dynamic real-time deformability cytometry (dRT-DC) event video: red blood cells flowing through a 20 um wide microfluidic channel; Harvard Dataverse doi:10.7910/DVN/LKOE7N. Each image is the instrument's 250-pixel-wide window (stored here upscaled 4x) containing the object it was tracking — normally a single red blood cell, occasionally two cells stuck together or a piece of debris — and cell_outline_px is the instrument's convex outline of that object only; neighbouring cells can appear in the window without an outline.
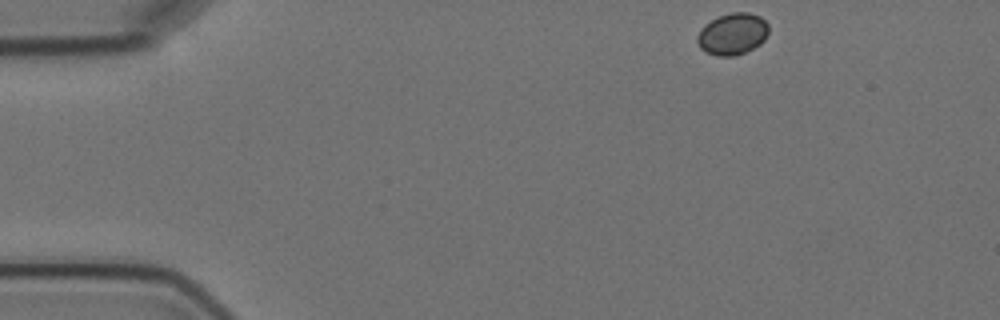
{"species": "Egyptian fruit bat (a non-hibernating species)", "species_latin": "Rousettus aegyptiacus", "temperature_condition": "cold", "stored_images_in_passage": 3, "camera_frame_rate_fps": 3000, "um_per_image_px": 0.085, "animal": {"sex": "female"}, "frame": {"image": 1, "passage_image": 1, "time_ms": 0.0, "image_size_px": [1000, 320], "cell_outline_px": [[768, 32], [764, 40], [760, 44], [744, 52], [732, 56], [716, 56], [700, 48], [696, 40], [696, 36], [700, 28], [704, 24], [720, 16], [732, 12], [748, 12], [760, 16], [768, 24]], "centroid_in_image_um": [62.24, 2.88], "position_along_channel_um": 22.8, "area_um2": 17.28}}
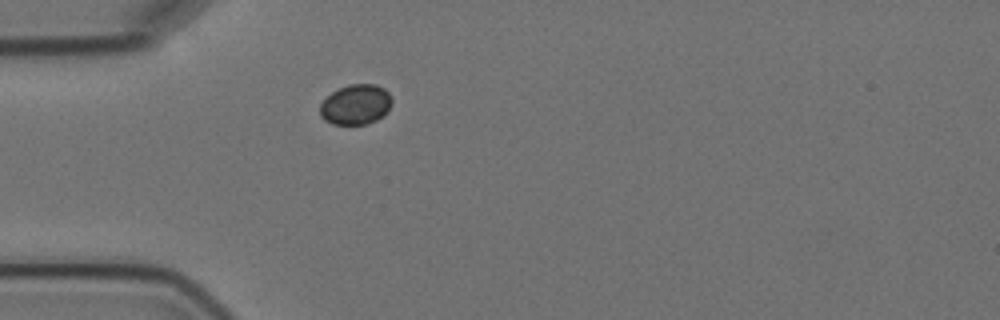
{"frame": {"image": 2, "passage_image": 3, "time_ms": 3.0, "image_size_px": [1000, 320], "cell_outline_px": [[392, 104], [384, 116], [376, 120], [364, 124], [332, 124], [324, 120], [320, 116], [320, 104], [332, 92], [348, 84], [376, 84], [384, 88], [392, 96]], "centroid_in_image_um": [30.26, 8.88], "position_along_channel_um": 54.7, "area_um2": 16.94}}